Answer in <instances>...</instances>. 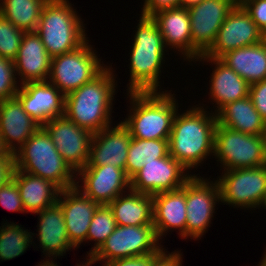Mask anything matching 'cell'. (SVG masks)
I'll use <instances>...</instances> for the list:
<instances>
[{"mask_svg":"<svg viewBox=\"0 0 266 266\" xmlns=\"http://www.w3.org/2000/svg\"><path fill=\"white\" fill-rule=\"evenodd\" d=\"M260 206L265 207V209H266V191H265V193H264L263 199H262V201H261L259 207H260Z\"/></svg>","mask_w":266,"mask_h":266,"instance_id":"obj_48","label":"cell"},{"mask_svg":"<svg viewBox=\"0 0 266 266\" xmlns=\"http://www.w3.org/2000/svg\"><path fill=\"white\" fill-rule=\"evenodd\" d=\"M51 58L36 32H24L18 54L13 61L16 76H20V84L47 81Z\"/></svg>","mask_w":266,"mask_h":266,"instance_id":"obj_22","label":"cell"},{"mask_svg":"<svg viewBox=\"0 0 266 266\" xmlns=\"http://www.w3.org/2000/svg\"><path fill=\"white\" fill-rule=\"evenodd\" d=\"M170 91L128 92V118L121 121L136 139H169L178 112L175 94ZM177 102V103H176Z\"/></svg>","mask_w":266,"mask_h":266,"instance_id":"obj_4","label":"cell"},{"mask_svg":"<svg viewBox=\"0 0 266 266\" xmlns=\"http://www.w3.org/2000/svg\"><path fill=\"white\" fill-rule=\"evenodd\" d=\"M111 68L106 66L90 82L65 95L64 116L92 134L112 125L117 81Z\"/></svg>","mask_w":266,"mask_h":266,"instance_id":"obj_2","label":"cell"},{"mask_svg":"<svg viewBox=\"0 0 266 266\" xmlns=\"http://www.w3.org/2000/svg\"><path fill=\"white\" fill-rule=\"evenodd\" d=\"M266 251V249H265ZM262 260L260 261L258 266H266V252L264 253V255L262 256Z\"/></svg>","mask_w":266,"mask_h":266,"instance_id":"obj_47","label":"cell"},{"mask_svg":"<svg viewBox=\"0 0 266 266\" xmlns=\"http://www.w3.org/2000/svg\"><path fill=\"white\" fill-rule=\"evenodd\" d=\"M3 159H14V155L11 151L6 147L2 137L0 135V160Z\"/></svg>","mask_w":266,"mask_h":266,"instance_id":"obj_43","label":"cell"},{"mask_svg":"<svg viewBox=\"0 0 266 266\" xmlns=\"http://www.w3.org/2000/svg\"><path fill=\"white\" fill-rule=\"evenodd\" d=\"M169 154V139L132 138L127 152L125 173L131 179L145 163L166 157Z\"/></svg>","mask_w":266,"mask_h":266,"instance_id":"obj_30","label":"cell"},{"mask_svg":"<svg viewBox=\"0 0 266 266\" xmlns=\"http://www.w3.org/2000/svg\"><path fill=\"white\" fill-rule=\"evenodd\" d=\"M0 205L12 212H25L19 188L13 178L0 188Z\"/></svg>","mask_w":266,"mask_h":266,"instance_id":"obj_36","label":"cell"},{"mask_svg":"<svg viewBox=\"0 0 266 266\" xmlns=\"http://www.w3.org/2000/svg\"><path fill=\"white\" fill-rule=\"evenodd\" d=\"M112 126L93 134L86 166L109 164L125 171L127 152L132 137L122 122Z\"/></svg>","mask_w":266,"mask_h":266,"instance_id":"obj_19","label":"cell"},{"mask_svg":"<svg viewBox=\"0 0 266 266\" xmlns=\"http://www.w3.org/2000/svg\"><path fill=\"white\" fill-rule=\"evenodd\" d=\"M116 221L109 205H99L90 222L87 241H94V246L89 253H95L115 230Z\"/></svg>","mask_w":266,"mask_h":266,"instance_id":"obj_33","label":"cell"},{"mask_svg":"<svg viewBox=\"0 0 266 266\" xmlns=\"http://www.w3.org/2000/svg\"><path fill=\"white\" fill-rule=\"evenodd\" d=\"M13 155L15 169L44 178L60 190L74 187L76 184V172L64 160L42 127Z\"/></svg>","mask_w":266,"mask_h":266,"instance_id":"obj_5","label":"cell"},{"mask_svg":"<svg viewBox=\"0 0 266 266\" xmlns=\"http://www.w3.org/2000/svg\"><path fill=\"white\" fill-rule=\"evenodd\" d=\"M249 97L253 102L254 108L266 121V79L250 85Z\"/></svg>","mask_w":266,"mask_h":266,"instance_id":"obj_38","label":"cell"},{"mask_svg":"<svg viewBox=\"0 0 266 266\" xmlns=\"http://www.w3.org/2000/svg\"><path fill=\"white\" fill-rule=\"evenodd\" d=\"M40 127L23 110L20 101L16 97L0 102V135L12 154Z\"/></svg>","mask_w":266,"mask_h":266,"instance_id":"obj_24","label":"cell"},{"mask_svg":"<svg viewBox=\"0 0 266 266\" xmlns=\"http://www.w3.org/2000/svg\"><path fill=\"white\" fill-rule=\"evenodd\" d=\"M153 226L158 239L177 229L186 239V182L179 188L153 195Z\"/></svg>","mask_w":266,"mask_h":266,"instance_id":"obj_21","label":"cell"},{"mask_svg":"<svg viewBox=\"0 0 266 266\" xmlns=\"http://www.w3.org/2000/svg\"><path fill=\"white\" fill-rule=\"evenodd\" d=\"M266 38V0H242L239 3Z\"/></svg>","mask_w":266,"mask_h":266,"instance_id":"obj_37","label":"cell"},{"mask_svg":"<svg viewBox=\"0 0 266 266\" xmlns=\"http://www.w3.org/2000/svg\"><path fill=\"white\" fill-rule=\"evenodd\" d=\"M151 17L156 21L167 49H177L183 55V60L187 59L188 62L201 57L192 47L191 20L187 8L165 9Z\"/></svg>","mask_w":266,"mask_h":266,"instance_id":"obj_20","label":"cell"},{"mask_svg":"<svg viewBox=\"0 0 266 266\" xmlns=\"http://www.w3.org/2000/svg\"><path fill=\"white\" fill-rule=\"evenodd\" d=\"M142 15L152 16L154 13L165 9L180 7V0H144Z\"/></svg>","mask_w":266,"mask_h":266,"instance_id":"obj_40","label":"cell"},{"mask_svg":"<svg viewBox=\"0 0 266 266\" xmlns=\"http://www.w3.org/2000/svg\"><path fill=\"white\" fill-rule=\"evenodd\" d=\"M264 39L261 30L250 15L240 4H236L228 13L218 30L215 42L204 56L220 58L228 51L258 44Z\"/></svg>","mask_w":266,"mask_h":266,"instance_id":"obj_16","label":"cell"},{"mask_svg":"<svg viewBox=\"0 0 266 266\" xmlns=\"http://www.w3.org/2000/svg\"><path fill=\"white\" fill-rule=\"evenodd\" d=\"M192 174L186 181V239H201L215 213V206L220 202L218 183L208 181Z\"/></svg>","mask_w":266,"mask_h":266,"instance_id":"obj_11","label":"cell"},{"mask_svg":"<svg viewBox=\"0 0 266 266\" xmlns=\"http://www.w3.org/2000/svg\"><path fill=\"white\" fill-rule=\"evenodd\" d=\"M168 253V254H167ZM152 266H182V254L180 251H163L153 262Z\"/></svg>","mask_w":266,"mask_h":266,"instance_id":"obj_41","label":"cell"},{"mask_svg":"<svg viewBox=\"0 0 266 266\" xmlns=\"http://www.w3.org/2000/svg\"><path fill=\"white\" fill-rule=\"evenodd\" d=\"M24 31L14 26L0 13V57L15 60Z\"/></svg>","mask_w":266,"mask_h":266,"instance_id":"obj_34","label":"cell"},{"mask_svg":"<svg viewBox=\"0 0 266 266\" xmlns=\"http://www.w3.org/2000/svg\"><path fill=\"white\" fill-rule=\"evenodd\" d=\"M15 169L14 159L0 160V188L12 178Z\"/></svg>","mask_w":266,"mask_h":266,"instance_id":"obj_42","label":"cell"},{"mask_svg":"<svg viewBox=\"0 0 266 266\" xmlns=\"http://www.w3.org/2000/svg\"><path fill=\"white\" fill-rule=\"evenodd\" d=\"M139 17L137 30L130 46V79L128 92H159L166 46L156 21L151 16ZM159 86V87H158Z\"/></svg>","mask_w":266,"mask_h":266,"instance_id":"obj_3","label":"cell"},{"mask_svg":"<svg viewBox=\"0 0 266 266\" xmlns=\"http://www.w3.org/2000/svg\"><path fill=\"white\" fill-rule=\"evenodd\" d=\"M203 0H180V7L189 8L193 5L200 3Z\"/></svg>","mask_w":266,"mask_h":266,"instance_id":"obj_45","label":"cell"},{"mask_svg":"<svg viewBox=\"0 0 266 266\" xmlns=\"http://www.w3.org/2000/svg\"><path fill=\"white\" fill-rule=\"evenodd\" d=\"M197 106L176 113L169 138V154L187 170L201 166L207 156L214 155L217 116Z\"/></svg>","mask_w":266,"mask_h":266,"instance_id":"obj_1","label":"cell"},{"mask_svg":"<svg viewBox=\"0 0 266 266\" xmlns=\"http://www.w3.org/2000/svg\"><path fill=\"white\" fill-rule=\"evenodd\" d=\"M76 178L78 181L75 187L100 205H108L119 195L130 190V179L125 171L109 164L85 166L76 172ZM79 179L82 184H78Z\"/></svg>","mask_w":266,"mask_h":266,"instance_id":"obj_15","label":"cell"},{"mask_svg":"<svg viewBox=\"0 0 266 266\" xmlns=\"http://www.w3.org/2000/svg\"><path fill=\"white\" fill-rule=\"evenodd\" d=\"M159 242L153 225L116 226L93 254L104 263L119 258L157 254L163 248Z\"/></svg>","mask_w":266,"mask_h":266,"instance_id":"obj_10","label":"cell"},{"mask_svg":"<svg viewBox=\"0 0 266 266\" xmlns=\"http://www.w3.org/2000/svg\"><path fill=\"white\" fill-rule=\"evenodd\" d=\"M7 222L0 227V259L11 260L22 255L32 244L35 233L28 232L21 225ZM32 239V240H31Z\"/></svg>","mask_w":266,"mask_h":266,"instance_id":"obj_32","label":"cell"},{"mask_svg":"<svg viewBox=\"0 0 266 266\" xmlns=\"http://www.w3.org/2000/svg\"><path fill=\"white\" fill-rule=\"evenodd\" d=\"M15 97L23 110L41 127L52 119L64 116L65 95L48 80L20 84Z\"/></svg>","mask_w":266,"mask_h":266,"instance_id":"obj_17","label":"cell"},{"mask_svg":"<svg viewBox=\"0 0 266 266\" xmlns=\"http://www.w3.org/2000/svg\"><path fill=\"white\" fill-rule=\"evenodd\" d=\"M57 202L63 209L68 239L75 248H79L81 243L87 242L90 222L100 204L75 186L61 190Z\"/></svg>","mask_w":266,"mask_h":266,"instance_id":"obj_18","label":"cell"},{"mask_svg":"<svg viewBox=\"0 0 266 266\" xmlns=\"http://www.w3.org/2000/svg\"><path fill=\"white\" fill-rule=\"evenodd\" d=\"M195 61L213 63L215 69L209 80L210 92L208 95L215 103L214 114H217L224 106L249 96L250 84L240 77L234 70L223 63L219 58L205 57L202 55Z\"/></svg>","mask_w":266,"mask_h":266,"instance_id":"obj_23","label":"cell"},{"mask_svg":"<svg viewBox=\"0 0 266 266\" xmlns=\"http://www.w3.org/2000/svg\"><path fill=\"white\" fill-rule=\"evenodd\" d=\"M83 24L69 0H48L35 32L54 57L75 50L88 39Z\"/></svg>","mask_w":266,"mask_h":266,"instance_id":"obj_6","label":"cell"},{"mask_svg":"<svg viewBox=\"0 0 266 266\" xmlns=\"http://www.w3.org/2000/svg\"><path fill=\"white\" fill-rule=\"evenodd\" d=\"M0 13L24 32H35L48 0H0Z\"/></svg>","mask_w":266,"mask_h":266,"instance_id":"obj_31","label":"cell"},{"mask_svg":"<svg viewBox=\"0 0 266 266\" xmlns=\"http://www.w3.org/2000/svg\"><path fill=\"white\" fill-rule=\"evenodd\" d=\"M42 128L64 160L77 172L87 165L93 134L65 116L45 123Z\"/></svg>","mask_w":266,"mask_h":266,"instance_id":"obj_12","label":"cell"},{"mask_svg":"<svg viewBox=\"0 0 266 266\" xmlns=\"http://www.w3.org/2000/svg\"><path fill=\"white\" fill-rule=\"evenodd\" d=\"M12 178L19 188L26 213L41 212L57 202L61 190L52 182L19 169H14Z\"/></svg>","mask_w":266,"mask_h":266,"instance_id":"obj_27","label":"cell"},{"mask_svg":"<svg viewBox=\"0 0 266 266\" xmlns=\"http://www.w3.org/2000/svg\"><path fill=\"white\" fill-rule=\"evenodd\" d=\"M216 180L220 202L241 209L258 208L266 191V164L222 172Z\"/></svg>","mask_w":266,"mask_h":266,"instance_id":"obj_9","label":"cell"},{"mask_svg":"<svg viewBox=\"0 0 266 266\" xmlns=\"http://www.w3.org/2000/svg\"><path fill=\"white\" fill-rule=\"evenodd\" d=\"M39 214V224L37 225L39 246L47 258L57 259V256H63L66 251L75 247L70 243L64 222L63 209L61 205L56 202L55 204L46 207Z\"/></svg>","mask_w":266,"mask_h":266,"instance_id":"obj_25","label":"cell"},{"mask_svg":"<svg viewBox=\"0 0 266 266\" xmlns=\"http://www.w3.org/2000/svg\"><path fill=\"white\" fill-rule=\"evenodd\" d=\"M53 259L54 258H48L47 259V257H46V260L44 261H41V262H39L40 264H38L37 266H58V264L57 263H55L54 261H53Z\"/></svg>","mask_w":266,"mask_h":266,"instance_id":"obj_46","label":"cell"},{"mask_svg":"<svg viewBox=\"0 0 266 266\" xmlns=\"http://www.w3.org/2000/svg\"><path fill=\"white\" fill-rule=\"evenodd\" d=\"M96 53L87 39L75 50L52 57L48 81L64 95L79 89L107 66Z\"/></svg>","mask_w":266,"mask_h":266,"instance_id":"obj_8","label":"cell"},{"mask_svg":"<svg viewBox=\"0 0 266 266\" xmlns=\"http://www.w3.org/2000/svg\"><path fill=\"white\" fill-rule=\"evenodd\" d=\"M214 156L224 171L266 164L262 135H250L221 126L214 133Z\"/></svg>","mask_w":266,"mask_h":266,"instance_id":"obj_7","label":"cell"},{"mask_svg":"<svg viewBox=\"0 0 266 266\" xmlns=\"http://www.w3.org/2000/svg\"><path fill=\"white\" fill-rule=\"evenodd\" d=\"M96 262L98 263V260L95 258L94 254L87 252V258H86L85 263L83 261V263L77 264V266H91L95 264Z\"/></svg>","mask_w":266,"mask_h":266,"instance_id":"obj_44","label":"cell"},{"mask_svg":"<svg viewBox=\"0 0 266 266\" xmlns=\"http://www.w3.org/2000/svg\"><path fill=\"white\" fill-rule=\"evenodd\" d=\"M250 85L266 79V38L258 44L231 50L219 58Z\"/></svg>","mask_w":266,"mask_h":266,"instance_id":"obj_26","label":"cell"},{"mask_svg":"<svg viewBox=\"0 0 266 266\" xmlns=\"http://www.w3.org/2000/svg\"><path fill=\"white\" fill-rule=\"evenodd\" d=\"M19 87L14 62L0 57V102L15 97Z\"/></svg>","mask_w":266,"mask_h":266,"instance_id":"obj_35","label":"cell"},{"mask_svg":"<svg viewBox=\"0 0 266 266\" xmlns=\"http://www.w3.org/2000/svg\"><path fill=\"white\" fill-rule=\"evenodd\" d=\"M263 140H264V144H265V148H266V121H265V125H264V131H263Z\"/></svg>","mask_w":266,"mask_h":266,"instance_id":"obj_49","label":"cell"},{"mask_svg":"<svg viewBox=\"0 0 266 266\" xmlns=\"http://www.w3.org/2000/svg\"><path fill=\"white\" fill-rule=\"evenodd\" d=\"M162 248L157 254L143 255L131 258H119L107 263L103 266H152V262L165 250Z\"/></svg>","mask_w":266,"mask_h":266,"instance_id":"obj_39","label":"cell"},{"mask_svg":"<svg viewBox=\"0 0 266 266\" xmlns=\"http://www.w3.org/2000/svg\"><path fill=\"white\" fill-rule=\"evenodd\" d=\"M236 0H203L188 9L191 20L192 47L202 56L213 45L218 30Z\"/></svg>","mask_w":266,"mask_h":266,"instance_id":"obj_14","label":"cell"},{"mask_svg":"<svg viewBox=\"0 0 266 266\" xmlns=\"http://www.w3.org/2000/svg\"><path fill=\"white\" fill-rule=\"evenodd\" d=\"M127 193V195H126ZM108 205L117 226L153 225V195L128 190Z\"/></svg>","mask_w":266,"mask_h":266,"instance_id":"obj_28","label":"cell"},{"mask_svg":"<svg viewBox=\"0 0 266 266\" xmlns=\"http://www.w3.org/2000/svg\"><path fill=\"white\" fill-rule=\"evenodd\" d=\"M186 172L189 171L168 154L145 163L130 179V189L148 195L179 189L192 176Z\"/></svg>","mask_w":266,"mask_h":266,"instance_id":"obj_13","label":"cell"},{"mask_svg":"<svg viewBox=\"0 0 266 266\" xmlns=\"http://www.w3.org/2000/svg\"><path fill=\"white\" fill-rule=\"evenodd\" d=\"M221 126L250 135H263L265 120L254 108L251 98L234 101L224 106L217 114Z\"/></svg>","mask_w":266,"mask_h":266,"instance_id":"obj_29","label":"cell"}]
</instances>
